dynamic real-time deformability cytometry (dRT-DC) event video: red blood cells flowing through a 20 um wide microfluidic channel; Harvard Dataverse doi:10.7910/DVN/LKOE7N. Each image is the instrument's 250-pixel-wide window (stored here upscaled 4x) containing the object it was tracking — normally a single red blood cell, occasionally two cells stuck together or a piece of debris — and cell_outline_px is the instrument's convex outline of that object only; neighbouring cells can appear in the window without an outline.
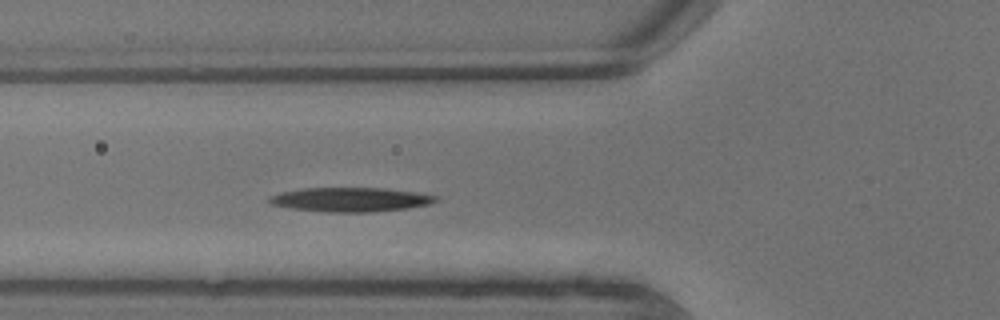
{"species": "common noctule bat (a hibernating species)", "species_latin": "Nyctalus noctula", "temperature_condition": "warm", "stored_images_in_passage": 2, "camera_frame_rate_fps": 3000, "um_per_image_px": 0.085, "animal": {"sex": "male", "body_mass_g": 13.3}, "frame": {"image": 1, "passage_image": 2, "time_ms": 0.333, "image_size_px": [1000, 320], "cell_outline_px": [[436, 200], [428, 204], [408, 208], [372, 212], [328, 212], [292, 208], [268, 204], [268, 196], [280, 192], [304, 188], [384, 188], [416, 192], [436, 196]], "centroid_in_image_um": [29.73, 16.96], "position_along_channel_um": 96.1, "area_um2": 23.41}}